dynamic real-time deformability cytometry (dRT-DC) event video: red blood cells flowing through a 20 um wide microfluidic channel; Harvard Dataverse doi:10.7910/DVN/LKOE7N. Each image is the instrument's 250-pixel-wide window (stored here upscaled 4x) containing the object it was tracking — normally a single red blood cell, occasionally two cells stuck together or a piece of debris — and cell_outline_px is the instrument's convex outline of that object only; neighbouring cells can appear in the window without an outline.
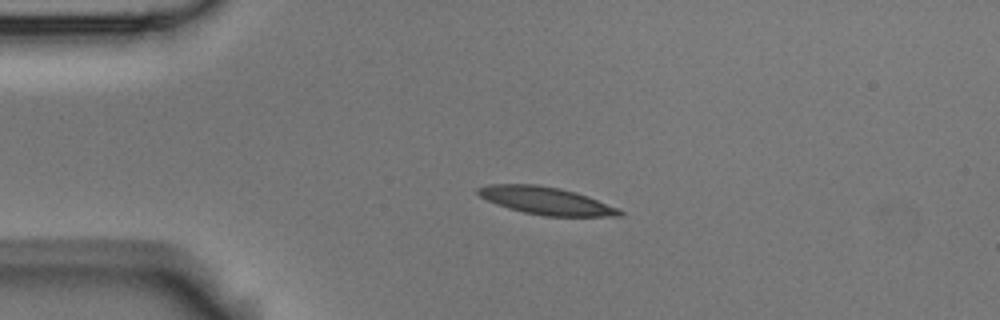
{"species": "Egyptian fruit bat (a non-hibernating species)", "species_latin": "Rousettus aegyptiacus", "temperature_condition": "room temperature", "stored_images_in_passage": 2, "camera_frame_rate_fps": 3000, "um_per_image_px": 0.085, "animal": {"sex": "male"}, "frame": {"image": 1, "passage_image": 1, "time_ms": 0.0, "image_size_px": [1000, 320], "cell_outline_px": [[624, 216], [544, 216], [524, 212], [508, 208], [496, 204], [480, 196], [476, 192], [476, 188], [488, 184], [536, 184], [560, 188], [576, 192], [588, 196], [620, 208], [624, 212]], "centroid_in_image_um": [46.44, 17.06], "position_along_channel_um": 38.6, "area_um2": 22.89}}